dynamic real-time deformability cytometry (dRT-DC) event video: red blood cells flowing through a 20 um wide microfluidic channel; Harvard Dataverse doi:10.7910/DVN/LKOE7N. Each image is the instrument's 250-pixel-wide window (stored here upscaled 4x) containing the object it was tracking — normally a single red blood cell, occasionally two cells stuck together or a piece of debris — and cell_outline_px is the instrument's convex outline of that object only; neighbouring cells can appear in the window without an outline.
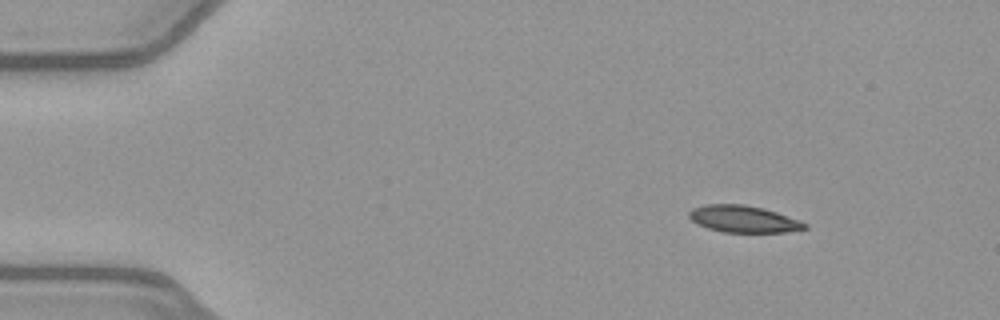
{"species": "common noctule bat (a hibernating species)", "species_latin": "Nyctalus noctula", "temperature_condition": "warm", "stored_images_in_passage": 40, "camera_frame_rate_fps": 3000, "um_per_image_px": 0.085, "animal": {"sex": "female", "body_mass_g": 21.9}, "frame": {"image": 1, "passage_image": 1, "time_ms": 0.0, "image_size_px": [1000, 320], "cell_outline_px": [[808, 228], [784, 232], [724, 232], [708, 228], [696, 224], [688, 216], [688, 212], [692, 208], [704, 204], [744, 204], [764, 208], [800, 220], [808, 224]], "centroid_in_image_um": [63.18, 18.61], "position_along_channel_um": 21.8, "area_um2": 18.21}}
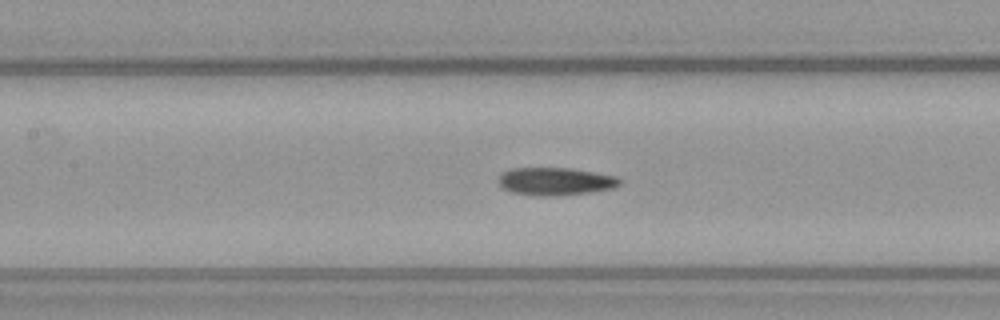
{"frame": {"image": 2, "passage_image": 18, "time_ms": 5.667, "image_size_px": [1000, 320], "cell_outline_px": [[620, 184], [612, 188], [592, 192], [556, 196], [540, 196], [512, 192], [504, 188], [500, 184], [500, 176], [504, 172], [512, 168], [568, 168], [616, 176], [620, 180]], "centroid_in_image_um": [47.22, 15.42], "position_along_channel_um": 160.2, "area_um2": 19.31}}
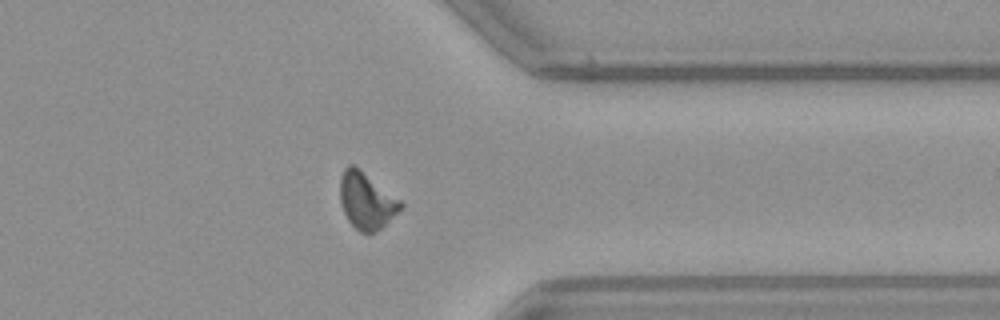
{"frame": {"image": 3, "passage_image": 35, "time_ms": 11.333, "image_size_px": [1000, 320], "cell_outline_px": [[404, 204], [376, 232], [360, 232], [348, 220], [344, 212], [340, 200], [340, 176], [344, 168], [348, 164], [352, 164], [400, 200]], "centroid_in_image_um": [31.1, 17.05], "position_along_channel_um": 380.3, "area_um2": 19.25}}